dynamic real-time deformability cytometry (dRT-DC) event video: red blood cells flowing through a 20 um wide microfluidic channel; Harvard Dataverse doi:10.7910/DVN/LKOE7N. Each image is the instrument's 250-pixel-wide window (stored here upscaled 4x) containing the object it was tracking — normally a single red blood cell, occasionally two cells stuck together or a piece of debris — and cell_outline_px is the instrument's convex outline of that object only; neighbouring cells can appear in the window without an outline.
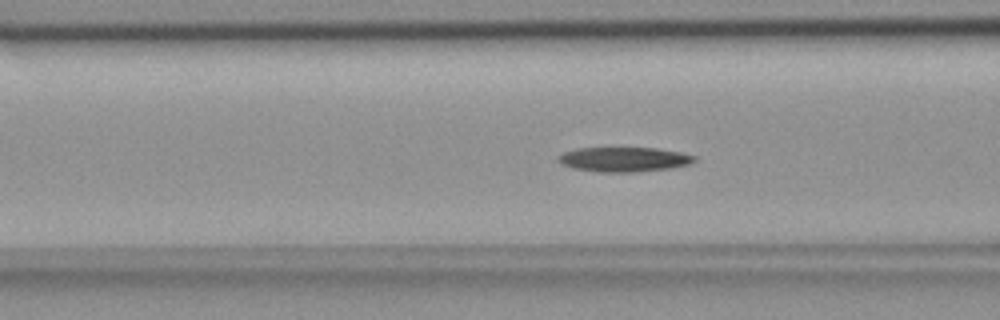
{"species": "common noctule bat (a hibernating species)", "species_latin": "Nyctalus noctula", "temperature_condition": "room temperature", "stored_images_in_passage": 42, "camera_frame_rate_fps": 3000, "um_per_image_px": 0.085, "animal": {"sex": "female", "body_mass_g": 18.4}, "frame": {"image": 1, "passage_image": 9, "time_ms": 2.667, "image_size_px": [1000, 320], "cell_outline_px": [[696, 160], [692, 164], [672, 168], [636, 172], [596, 172], [572, 168], [560, 164], [556, 160], [556, 156], [564, 152], [576, 148], [656, 148], [680, 152], [696, 156]], "centroid_in_image_um": [53.01, 13.55], "position_along_channel_um": 113.6, "area_um2": 19.88}}
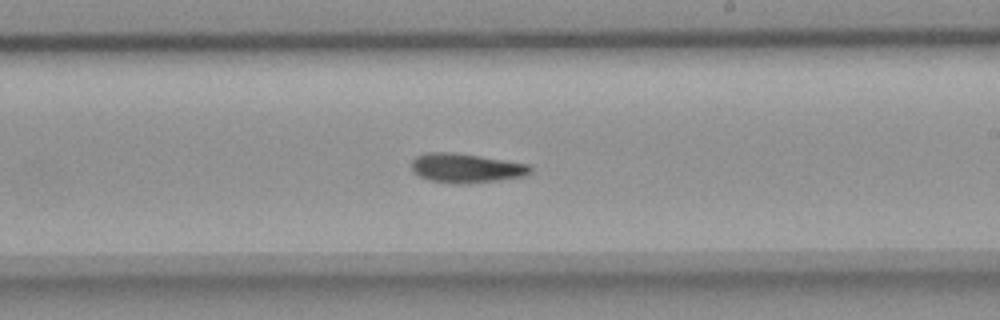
{"frame": {"image": 2, "passage_image": 20, "time_ms": 6.333, "image_size_px": [1000, 320], "cell_outline_px": [[532, 172], [524, 176], [468, 184], [452, 184], [432, 180], [420, 176], [412, 172], [412, 160], [416, 156], [424, 152], [448, 152], [480, 156], [532, 164]], "centroid_in_image_um": [39.63, 14.28], "position_along_channel_um": 249.4, "area_um2": 20.4}}
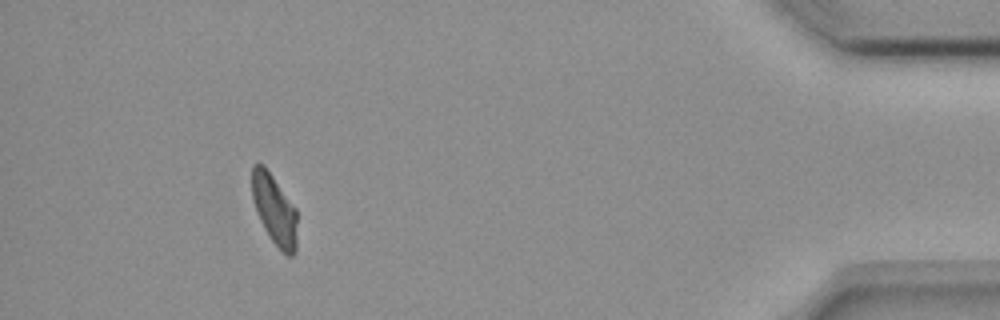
{"frame": {"image": 3, "passage_image": 38, "time_ms": 12.333, "image_size_px": [1000, 320], "cell_outline_px": [[296, 252], [292, 256], [288, 256], [272, 240], [264, 228], [260, 220], [252, 200], [252, 164], [264, 164], [296, 208]], "centroid_in_image_um": [23.32, 17.79], "position_along_channel_um": 411.9, "area_um2": 18.32}, "authors_computed_cell_mechanics": {"area_um2": 19.7098, "velocity_mm_per_s": 3.71, "shape_relaxation_time_tau1_ms": 6.7887, "shape_relaxation_time_tau2_ms": null, "deformation_change_tau1": 0.1677, "deformation_change_tau2": null}}